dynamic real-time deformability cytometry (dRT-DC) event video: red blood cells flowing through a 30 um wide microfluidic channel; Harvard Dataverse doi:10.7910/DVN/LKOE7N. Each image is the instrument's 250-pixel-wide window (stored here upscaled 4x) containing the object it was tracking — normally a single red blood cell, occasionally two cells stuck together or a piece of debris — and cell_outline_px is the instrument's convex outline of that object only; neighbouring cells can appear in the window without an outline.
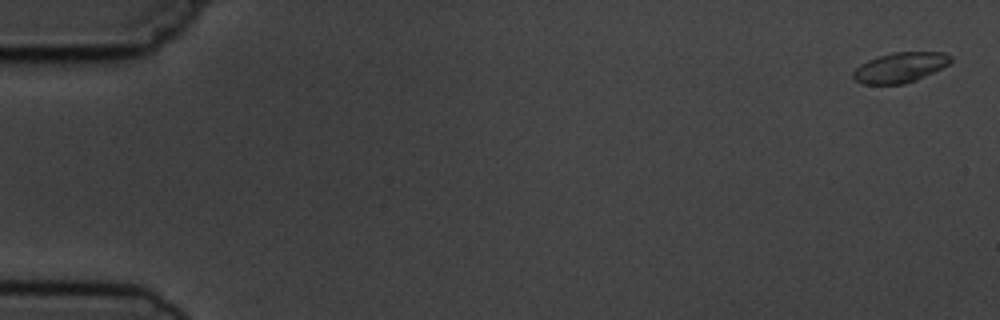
{"species": "common noctule bat (a hibernating species)", "species_latin": "Nyctalus noctula", "temperature_condition": "cold", "stored_images_in_passage": 9, "camera_frame_rate_fps": 3000, "um_per_image_px": 0.085, "animal": {"sex": "male", "body_mass_g": 19.5, "forearm_length_mm": 54.6}, "frame": {"image": 1, "passage_image": 1, "time_ms": 0.0, "image_size_px": [1000, 320], "cell_outline_px": [[952, 60], [948, 64], [916, 80], [904, 84], [864, 84], [856, 80], [852, 76], [852, 72], [860, 64], [868, 60], [892, 52], [944, 52], [952, 56]], "centroid_in_image_um": [76.5, 5.73], "position_along_channel_um": 8.5, "area_um2": 16.94}}
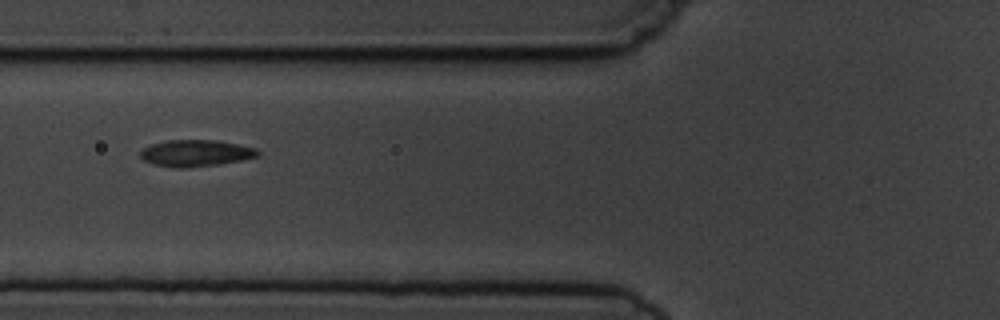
{"frame": {"image": 2, "passage_image": 7, "time_ms": 6.667, "image_size_px": [1000, 320], "cell_outline_px": [[260, 156], [220, 164], [188, 168], [176, 168], [152, 164], [144, 160], [140, 156], [140, 152], [144, 148], [152, 144], [168, 140], [216, 140], [256, 148], [260, 152]], "centroid_in_image_um": [16.64, 13.02], "position_along_channel_um": 109.2, "area_um2": 18.21}}
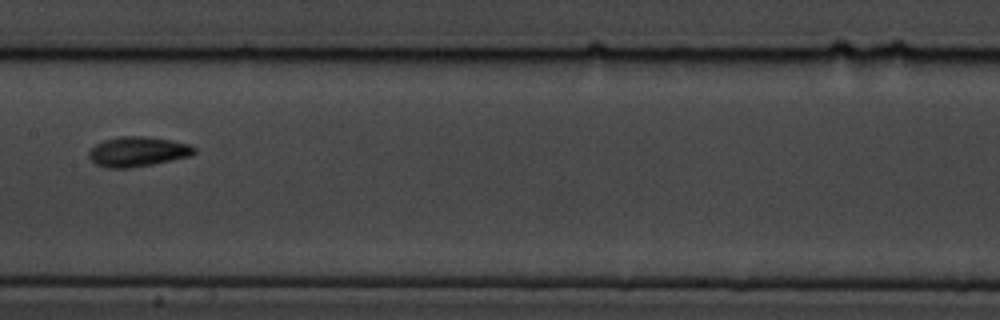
{"frame": {"image": 3, "passage_image": 9, "time_ms": 9.0, "image_size_px": [1000, 320], "cell_outline_px": [[196, 152], [192, 156], [152, 164], [128, 168], [108, 168], [96, 164], [88, 156], [88, 152], [96, 144], [104, 140], [120, 136], [144, 136], [172, 140], [188, 144], [196, 148]], "centroid_in_image_um": [11.72, 12.88], "position_along_channel_um": 195.7, "area_um2": 18.32}}